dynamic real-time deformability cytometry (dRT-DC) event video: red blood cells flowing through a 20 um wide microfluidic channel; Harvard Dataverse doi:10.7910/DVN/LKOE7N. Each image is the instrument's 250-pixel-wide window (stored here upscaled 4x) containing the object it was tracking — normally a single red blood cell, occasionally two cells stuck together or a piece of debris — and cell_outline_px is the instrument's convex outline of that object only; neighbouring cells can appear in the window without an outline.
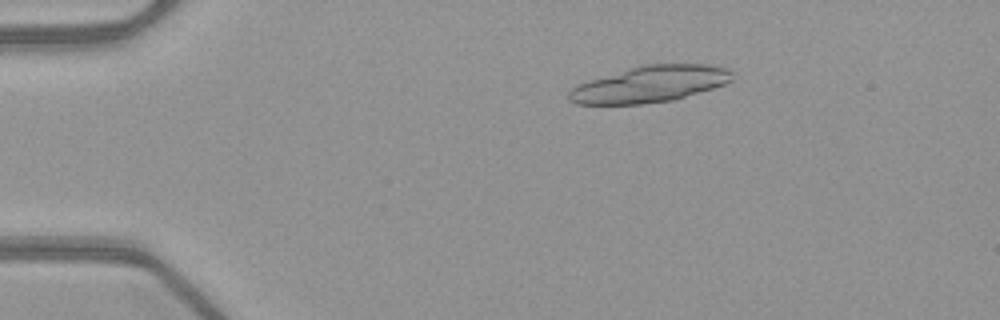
{"species": "common noctule bat (a hibernating species)", "species_latin": "Nyctalus noctula", "temperature_condition": "warm", "stored_images_in_passage": 21, "camera_frame_rate_fps": 3000, "um_per_image_px": 0.085, "animal": {"sex": "female", "body_mass_g": 21.9}, "frame": {"image": 1, "passage_image": 10, "time_ms": 3.0, "image_size_px": [1000, 320], "cell_outline_px": [[732, 80], [724, 84], [712, 88], [672, 100], [640, 104], [576, 104], [568, 100], [568, 92], [576, 84], [640, 64], [708, 64], [728, 68], [732, 72]], "centroid_in_image_um": [55.21, 7.14], "position_along_channel_um": 29.8, "area_um2": 34.62}}